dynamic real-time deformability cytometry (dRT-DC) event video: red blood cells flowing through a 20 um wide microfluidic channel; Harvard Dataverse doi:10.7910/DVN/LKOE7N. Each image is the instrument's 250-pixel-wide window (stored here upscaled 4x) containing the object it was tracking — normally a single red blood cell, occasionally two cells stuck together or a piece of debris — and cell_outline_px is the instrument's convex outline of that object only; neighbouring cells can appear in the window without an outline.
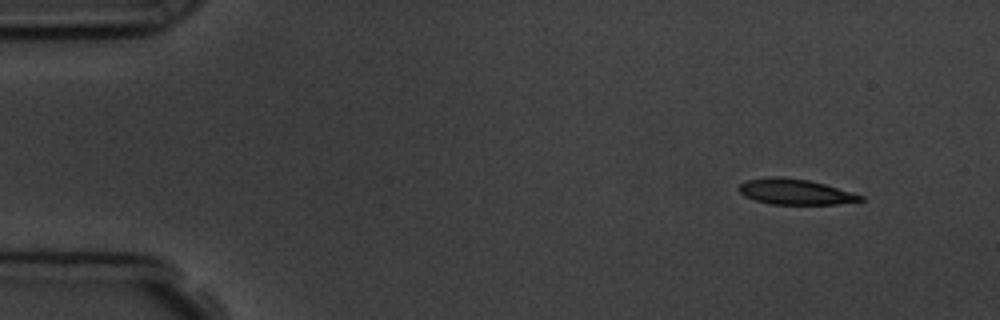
{"species": "common noctule bat (a hibernating species)", "species_latin": "Nyctalus noctula", "temperature_condition": "room temperature", "stored_images_in_passage": 4, "camera_frame_rate_fps": 3000, "um_per_image_px": 0.085, "animal": {"sex": "male", "body_mass_g": 19.5, "forearm_length_mm": 54.6}, "frame": {"image": 1, "passage_image": 1, "time_ms": 0.0, "image_size_px": [1000, 320], "cell_outline_px": [[864, 200], [836, 204], [772, 204], [756, 200], [744, 196], [736, 188], [740, 184], [748, 180], [776, 176], [808, 180], [824, 184], [852, 192], [864, 196]], "centroid_in_image_um": [67.58, 16.3], "position_along_channel_um": 17.4, "area_um2": 17.86}}
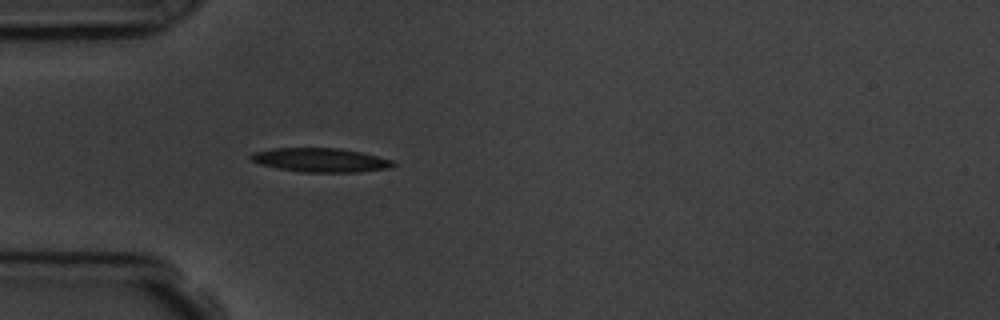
{"frame": {"image": 2, "passage_image": 4, "time_ms": 3.667, "image_size_px": [1000, 320], "cell_outline_px": [[396, 164], [392, 168], [360, 172], [304, 172], [280, 168], [260, 164], [252, 160], [248, 156], [252, 152], [272, 148], [340, 148], [360, 152], [392, 160]], "centroid_in_image_um": [27.25, 13.6], "position_along_channel_um": 57.7, "area_um2": 19.83}}